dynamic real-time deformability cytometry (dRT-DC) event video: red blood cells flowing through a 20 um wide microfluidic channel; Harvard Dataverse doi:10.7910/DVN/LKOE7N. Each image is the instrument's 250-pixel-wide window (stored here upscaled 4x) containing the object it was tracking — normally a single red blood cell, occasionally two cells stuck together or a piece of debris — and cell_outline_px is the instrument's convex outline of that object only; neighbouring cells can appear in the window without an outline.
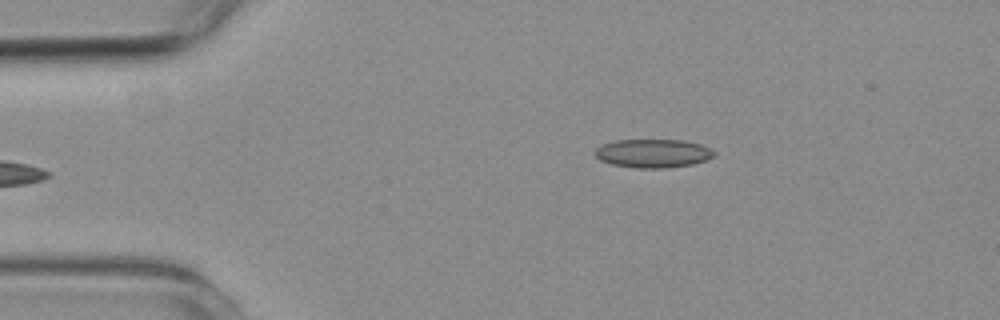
{"species": "common noctule bat (a hibernating species)", "species_latin": "Nyctalus noctula", "temperature_condition": "room temperature", "stored_images_in_passage": 38, "camera_frame_rate_fps": 3000, "um_per_image_px": 0.085, "animal": {"sex": "female", "body_mass_g": 19.3, "forearm_length_mm": 54.1}, "frame": {"image": 1, "passage_image": 1, "time_ms": 0.0, "image_size_px": [1000, 320], "cell_outline_px": [[716, 156], [708, 160], [692, 164], [668, 168], [636, 168], [612, 164], [600, 160], [592, 152], [600, 144], [616, 140], [684, 140], [700, 144], [716, 152]], "centroid_in_image_um": [55.5, 13.03], "position_along_channel_um": 29.5, "area_um2": 20.06}}
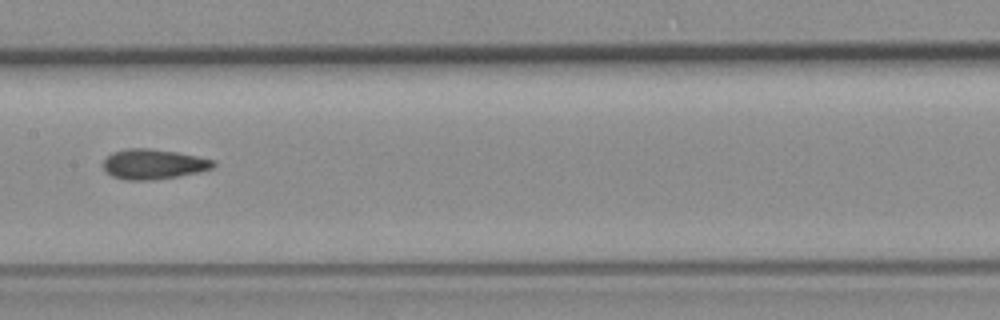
{"frame": {"image": 2, "passage_image": 18, "time_ms": 5.667, "image_size_px": [1000, 320], "cell_outline_px": [[216, 164], [212, 168], [196, 172], [176, 176], [152, 180], [124, 180], [112, 176], [104, 168], [104, 160], [112, 152], [128, 148], [148, 148], [176, 152], [216, 160]], "centroid_in_image_um": [13.03, 13.95], "position_along_channel_um": 194.4, "area_um2": 19.07}}
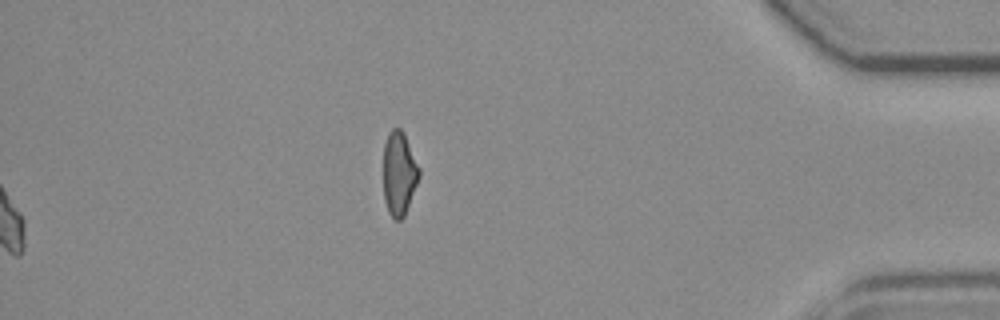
{"frame": {"image": 3, "passage_image": 38, "time_ms": 12.333, "image_size_px": [1000, 320], "cell_outline_px": [[420, 176], [404, 216], [400, 220], [396, 220], [388, 212], [384, 200], [384, 144], [388, 132], [392, 128], [400, 128], [404, 132], [420, 168]], "centroid_in_image_um": [33.93, 14.72], "position_along_channel_um": 401.3, "area_um2": 17.51}, "authors_computed_cell_mechanics": {"area_um2": 18.9006, "velocity_mm_per_s": 3.7894, "shape_relaxation_time_tau1_ms": null, "shape_relaxation_time_tau2_ms": 3.9744, "deformation_change_tau1": null, "deformation_change_tau2": 0.1043}}